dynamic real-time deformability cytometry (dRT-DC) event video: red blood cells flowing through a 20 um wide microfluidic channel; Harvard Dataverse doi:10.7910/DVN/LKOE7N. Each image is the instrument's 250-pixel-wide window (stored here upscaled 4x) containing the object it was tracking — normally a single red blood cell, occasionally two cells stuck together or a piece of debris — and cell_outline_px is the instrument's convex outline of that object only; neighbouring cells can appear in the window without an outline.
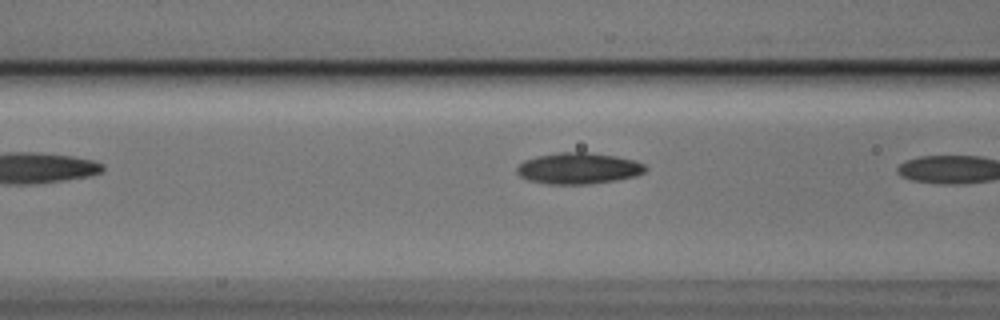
{"species": "Egyptian fruit bat (a non-hibernating species)", "species_latin": "Rousettus aegyptiacus", "temperature_condition": "cold", "stored_images_in_passage": 6, "camera_frame_rate_fps": 3000, "um_per_image_px": 0.085, "animal": {"sex": "male"}, "frame": {"image": 1, "passage_image": 5, "time_ms": 1.333, "image_size_px": [1000, 320], "cell_outline_px": [[648, 168], [644, 172], [636, 176], [616, 180], [588, 184], [548, 184], [528, 180], [520, 176], [516, 172], [516, 168], [524, 160], [536, 156], [560, 152], [588, 152], [616, 156], [632, 160], [644, 164]], "centroid_in_image_um": [49.15, 14.31], "position_along_channel_um": 117.4, "area_um2": 23.41}}